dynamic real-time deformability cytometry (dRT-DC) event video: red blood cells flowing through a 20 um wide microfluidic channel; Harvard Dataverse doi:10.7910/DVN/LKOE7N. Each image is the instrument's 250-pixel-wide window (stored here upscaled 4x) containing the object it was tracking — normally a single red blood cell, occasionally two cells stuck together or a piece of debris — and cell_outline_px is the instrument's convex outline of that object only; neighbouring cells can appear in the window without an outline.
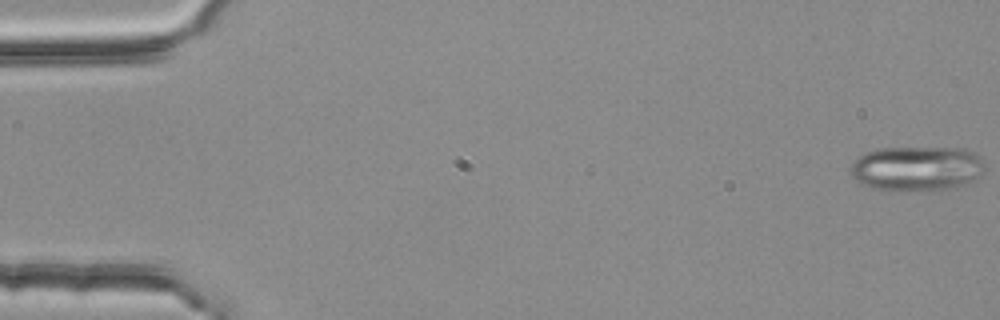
{"species": "common noctule bat (a hibernating species)", "species_latin": "Nyctalus noctula", "temperature_condition": "room temperature", "stored_images_in_passage": 4, "camera_frame_rate_fps": 3000, "um_per_image_px": 0.085, "animal": {"sex": "female", "body_mass_g": 25.1}, "frame": {"image": 1, "passage_image": 1, "time_ms": 0.0, "image_size_px": [1000, 320], "cell_outline_px": [[984, 172], [976, 180], [968, 184], [956, 188], [872, 188], [856, 180], [852, 176], [852, 164], [864, 152], [876, 148], [964, 148], [980, 156], [984, 168]], "centroid_in_image_um": [77.99, 14.27], "position_along_channel_um": 7.0, "area_um2": 34.28}}